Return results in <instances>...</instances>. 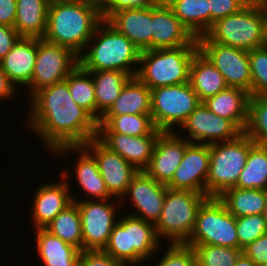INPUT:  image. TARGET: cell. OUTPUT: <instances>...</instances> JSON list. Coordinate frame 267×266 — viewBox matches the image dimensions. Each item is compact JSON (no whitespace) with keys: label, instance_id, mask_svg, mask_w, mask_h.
<instances>
[{"label":"cell","instance_id":"2","mask_svg":"<svg viewBox=\"0 0 267 266\" xmlns=\"http://www.w3.org/2000/svg\"><path fill=\"white\" fill-rule=\"evenodd\" d=\"M102 21L100 4L50 0L43 39L79 56Z\"/></svg>","mask_w":267,"mask_h":266},{"label":"cell","instance_id":"14","mask_svg":"<svg viewBox=\"0 0 267 266\" xmlns=\"http://www.w3.org/2000/svg\"><path fill=\"white\" fill-rule=\"evenodd\" d=\"M190 143L212 144L236 139L243 132L230 120L216 115L201 102L179 128ZM185 135V136H183Z\"/></svg>","mask_w":267,"mask_h":266},{"label":"cell","instance_id":"11","mask_svg":"<svg viewBox=\"0 0 267 266\" xmlns=\"http://www.w3.org/2000/svg\"><path fill=\"white\" fill-rule=\"evenodd\" d=\"M79 57L70 48L37 38V57L31 82L25 88L27 98L53 84L65 81L78 66Z\"/></svg>","mask_w":267,"mask_h":266},{"label":"cell","instance_id":"51","mask_svg":"<svg viewBox=\"0 0 267 266\" xmlns=\"http://www.w3.org/2000/svg\"><path fill=\"white\" fill-rule=\"evenodd\" d=\"M59 1H72V2H84L89 4H100L99 0H59Z\"/></svg>","mask_w":267,"mask_h":266},{"label":"cell","instance_id":"25","mask_svg":"<svg viewBox=\"0 0 267 266\" xmlns=\"http://www.w3.org/2000/svg\"><path fill=\"white\" fill-rule=\"evenodd\" d=\"M250 94L238 87H227L203 103L218 116L230 119L242 132L248 122Z\"/></svg>","mask_w":267,"mask_h":266},{"label":"cell","instance_id":"46","mask_svg":"<svg viewBox=\"0 0 267 266\" xmlns=\"http://www.w3.org/2000/svg\"><path fill=\"white\" fill-rule=\"evenodd\" d=\"M19 38L20 36L14 27L0 25V60L10 52Z\"/></svg>","mask_w":267,"mask_h":266},{"label":"cell","instance_id":"15","mask_svg":"<svg viewBox=\"0 0 267 266\" xmlns=\"http://www.w3.org/2000/svg\"><path fill=\"white\" fill-rule=\"evenodd\" d=\"M167 188L144 171H138L128 185L126 194L121 198L120 205H127L129 202L128 206L132 204L131 208L134 210L129 211L128 215L155 224L160 217Z\"/></svg>","mask_w":267,"mask_h":266},{"label":"cell","instance_id":"28","mask_svg":"<svg viewBox=\"0 0 267 266\" xmlns=\"http://www.w3.org/2000/svg\"><path fill=\"white\" fill-rule=\"evenodd\" d=\"M189 83L201 102L228 87L223 75L200 51L191 61Z\"/></svg>","mask_w":267,"mask_h":266},{"label":"cell","instance_id":"1","mask_svg":"<svg viewBox=\"0 0 267 266\" xmlns=\"http://www.w3.org/2000/svg\"><path fill=\"white\" fill-rule=\"evenodd\" d=\"M28 101L31 112L24 124L50 154L59 147L84 145L97 137L98 121L74 102L66 81L36 92Z\"/></svg>","mask_w":267,"mask_h":266},{"label":"cell","instance_id":"19","mask_svg":"<svg viewBox=\"0 0 267 266\" xmlns=\"http://www.w3.org/2000/svg\"><path fill=\"white\" fill-rule=\"evenodd\" d=\"M72 152V153H71ZM69 154H78V159L74 163V176L77 179L76 183L78 184L79 189L85 193L86 198H77L71 193L73 201L81 200H104V199H113L107 190L105 181L102 179L101 174L99 173L97 162L94 156L83 146H62L56 149L52 155L57 158L66 157ZM76 197V198H75ZM79 199V200H78Z\"/></svg>","mask_w":267,"mask_h":266},{"label":"cell","instance_id":"20","mask_svg":"<svg viewBox=\"0 0 267 266\" xmlns=\"http://www.w3.org/2000/svg\"><path fill=\"white\" fill-rule=\"evenodd\" d=\"M189 144L177 131H162L155 142L151 160L143 171L157 182L167 185Z\"/></svg>","mask_w":267,"mask_h":266},{"label":"cell","instance_id":"29","mask_svg":"<svg viewBox=\"0 0 267 266\" xmlns=\"http://www.w3.org/2000/svg\"><path fill=\"white\" fill-rule=\"evenodd\" d=\"M151 114V89L136 76L124 85L116 101L103 115Z\"/></svg>","mask_w":267,"mask_h":266},{"label":"cell","instance_id":"8","mask_svg":"<svg viewBox=\"0 0 267 266\" xmlns=\"http://www.w3.org/2000/svg\"><path fill=\"white\" fill-rule=\"evenodd\" d=\"M255 143L243 132L236 139L210 144V165L206 180V195L219 197L236 187L250 148Z\"/></svg>","mask_w":267,"mask_h":266},{"label":"cell","instance_id":"7","mask_svg":"<svg viewBox=\"0 0 267 266\" xmlns=\"http://www.w3.org/2000/svg\"><path fill=\"white\" fill-rule=\"evenodd\" d=\"M264 0L243 7L239 12L216 20L205 36L224 46L250 51L262 46Z\"/></svg>","mask_w":267,"mask_h":266},{"label":"cell","instance_id":"4","mask_svg":"<svg viewBox=\"0 0 267 266\" xmlns=\"http://www.w3.org/2000/svg\"><path fill=\"white\" fill-rule=\"evenodd\" d=\"M121 216L113 227L104 252L124 266H141L165 249L153 223L128 215L126 211Z\"/></svg>","mask_w":267,"mask_h":266},{"label":"cell","instance_id":"13","mask_svg":"<svg viewBox=\"0 0 267 266\" xmlns=\"http://www.w3.org/2000/svg\"><path fill=\"white\" fill-rule=\"evenodd\" d=\"M199 51L219 70L228 87H238L251 96L249 52L211 42L205 35L197 38Z\"/></svg>","mask_w":267,"mask_h":266},{"label":"cell","instance_id":"24","mask_svg":"<svg viewBox=\"0 0 267 266\" xmlns=\"http://www.w3.org/2000/svg\"><path fill=\"white\" fill-rule=\"evenodd\" d=\"M37 57V38L20 37L10 52L0 60L3 72L16 87H27L33 76Z\"/></svg>","mask_w":267,"mask_h":266},{"label":"cell","instance_id":"34","mask_svg":"<svg viewBox=\"0 0 267 266\" xmlns=\"http://www.w3.org/2000/svg\"><path fill=\"white\" fill-rule=\"evenodd\" d=\"M44 229L83 251L81 218L78 206L74 201L57 214Z\"/></svg>","mask_w":267,"mask_h":266},{"label":"cell","instance_id":"31","mask_svg":"<svg viewBox=\"0 0 267 266\" xmlns=\"http://www.w3.org/2000/svg\"><path fill=\"white\" fill-rule=\"evenodd\" d=\"M166 3L196 39L210 29L209 0H166Z\"/></svg>","mask_w":267,"mask_h":266},{"label":"cell","instance_id":"30","mask_svg":"<svg viewBox=\"0 0 267 266\" xmlns=\"http://www.w3.org/2000/svg\"><path fill=\"white\" fill-rule=\"evenodd\" d=\"M94 82L97 103V121L110 108L121 94L131 76L121 70H86Z\"/></svg>","mask_w":267,"mask_h":266},{"label":"cell","instance_id":"26","mask_svg":"<svg viewBox=\"0 0 267 266\" xmlns=\"http://www.w3.org/2000/svg\"><path fill=\"white\" fill-rule=\"evenodd\" d=\"M35 249L43 266H79L81 250L50 234L44 228L36 230Z\"/></svg>","mask_w":267,"mask_h":266},{"label":"cell","instance_id":"40","mask_svg":"<svg viewBox=\"0 0 267 266\" xmlns=\"http://www.w3.org/2000/svg\"><path fill=\"white\" fill-rule=\"evenodd\" d=\"M236 230L241 250L267 233L266 222L262 214L236 218Z\"/></svg>","mask_w":267,"mask_h":266},{"label":"cell","instance_id":"12","mask_svg":"<svg viewBox=\"0 0 267 266\" xmlns=\"http://www.w3.org/2000/svg\"><path fill=\"white\" fill-rule=\"evenodd\" d=\"M74 202L78 206L81 218L83 250H103L118 221L117 215H121L118 212L121 208L120 200L114 198Z\"/></svg>","mask_w":267,"mask_h":266},{"label":"cell","instance_id":"48","mask_svg":"<svg viewBox=\"0 0 267 266\" xmlns=\"http://www.w3.org/2000/svg\"><path fill=\"white\" fill-rule=\"evenodd\" d=\"M18 90L10 82L8 76L3 72L0 66V101H10L12 98H16Z\"/></svg>","mask_w":267,"mask_h":266},{"label":"cell","instance_id":"37","mask_svg":"<svg viewBox=\"0 0 267 266\" xmlns=\"http://www.w3.org/2000/svg\"><path fill=\"white\" fill-rule=\"evenodd\" d=\"M244 132L255 144L267 147V95L250 96Z\"/></svg>","mask_w":267,"mask_h":266},{"label":"cell","instance_id":"52","mask_svg":"<svg viewBox=\"0 0 267 266\" xmlns=\"http://www.w3.org/2000/svg\"><path fill=\"white\" fill-rule=\"evenodd\" d=\"M244 6H249L257 3L259 0H239Z\"/></svg>","mask_w":267,"mask_h":266},{"label":"cell","instance_id":"44","mask_svg":"<svg viewBox=\"0 0 267 266\" xmlns=\"http://www.w3.org/2000/svg\"><path fill=\"white\" fill-rule=\"evenodd\" d=\"M79 266H124L103 250H83Z\"/></svg>","mask_w":267,"mask_h":266},{"label":"cell","instance_id":"41","mask_svg":"<svg viewBox=\"0 0 267 266\" xmlns=\"http://www.w3.org/2000/svg\"><path fill=\"white\" fill-rule=\"evenodd\" d=\"M165 246L167 248L163 251L164 254L158 257L159 261H155L154 266H197L193 247L185 244H166Z\"/></svg>","mask_w":267,"mask_h":266},{"label":"cell","instance_id":"35","mask_svg":"<svg viewBox=\"0 0 267 266\" xmlns=\"http://www.w3.org/2000/svg\"><path fill=\"white\" fill-rule=\"evenodd\" d=\"M236 187L267 190V147L254 144L250 148Z\"/></svg>","mask_w":267,"mask_h":266},{"label":"cell","instance_id":"10","mask_svg":"<svg viewBox=\"0 0 267 266\" xmlns=\"http://www.w3.org/2000/svg\"><path fill=\"white\" fill-rule=\"evenodd\" d=\"M185 244H207L239 249L236 218L218 197H208L199 207L194 230Z\"/></svg>","mask_w":267,"mask_h":266},{"label":"cell","instance_id":"27","mask_svg":"<svg viewBox=\"0 0 267 266\" xmlns=\"http://www.w3.org/2000/svg\"><path fill=\"white\" fill-rule=\"evenodd\" d=\"M50 0H16L14 28L20 37L43 39Z\"/></svg>","mask_w":267,"mask_h":266},{"label":"cell","instance_id":"16","mask_svg":"<svg viewBox=\"0 0 267 266\" xmlns=\"http://www.w3.org/2000/svg\"><path fill=\"white\" fill-rule=\"evenodd\" d=\"M83 146L94 156L109 194L121 200L138 170L118 153L106 147L97 137Z\"/></svg>","mask_w":267,"mask_h":266},{"label":"cell","instance_id":"33","mask_svg":"<svg viewBox=\"0 0 267 266\" xmlns=\"http://www.w3.org/2000/svg\"><path fill=\"white\" fill-rule=\"evenodd\" d=\"M155 129L151 114L102 115L98 121V133L141 136Z\"/></svg>","mask_w":267,"mask_h":266},{"label":"cell","instance_id":"3","mask_svg":"<svg viewBox=\"0 0 267 266\" xmlns=\"http://www.w3.org/2000/svg\"><path fill=\"white\" fill-rule=\"evenodd\" d=\"M140 55L139 48L103 20L78 57L84 70H121L135 77Z\"/></svg>","mask_w":267,"mask_h":266},{"label":"cell","instance_id":"49","mask_svg":"<svg viewBox=\"0 0 267 266\" xmlns=\"http://www.w3.org/2000/svg\"><path fill=\"white\" fill-rule=\"evenodd\" d=\"M234 266H257V265L242 252L240 256L237 258Z\"/></svg>","mask_w":267,"mask_h":266},{"label":"cell","instance_id":"22","mask_svg":"<svg viewBox=\"0 0 267 266\" xmlns=\"http://www.w3.org/2000/svg\"><path fill=\"white\" fill-rule=\"evenodd\" d=\"M161 132L156 128L151 134L141 136L97 133V138L110 150L122 156L138 171H143L151 160L155 142Z\"/></svg>","mask_w":267,"mask_h":266},{"label":"cell","instance_id":"45","mask_svg":"<svg viewBox=\"0 0 267 266\" xmlns=\"http://www.w3.org/2000/svg\"><path fill=\"white\" fill-rule=\"evenodd\" d=\"M242 252L249 257L257 266L267 262V233L251 242Z\"/></svg>","mask_w":267,"mask_h":266},{"label":"cell","instance_id":"39","mask_svg":"<svg viewBox=\"0 0 267 266\" xmlns=\"http://www.w3.org/2000/svg\"><path fill=\"white\" fill-rule=\"evenodd\" d=\"M251 96L267 95V48L249 51Z\"/></svg>","mask_w":267,"mask_h":266},{"label":"cell","instance_id":"21","mask_svg":"<svg viewBox=\"0 0 267 266\" xmlns=\"http://www.w3.org/2000/svg\"><path fill=\"white\" fill-rule=\"evenodd\" d=\"M152 50L198 45L166 1L152 6Z\"/></svg>","mask_w":267,"mask_h":266},{"label":"cell","instance_id":"38","mask_svg":"<svg viewBox=\"0 0 267 266\" xmlns=\"http://www.w3.org/2000/svg\"><path fill=\"white\" fill-rule=\"evenodd\" d=\"M193 247L197 266H234L241 249L207 244H185Z\"/></svg>","mask_w":267,"mask_h":266},{"label":"cell","instance_id":"53","mask_svg":"<svg viewBox=\"0 0 267 266\" xmlns=\"http://www.w3.org/2000/svg\"><path fill=\"white\" fill-rule=\"evenodd\" d=\"M262 215H263V217L265 219L266 227H267V197H266V204H265L264 211H263Z\"/></svg>","mask_w":267,"mask_h":266},{"label":"cell","instance_id":"9","mask_svg":"<svg viewBox=\"0 0 267 266\" xmlns=\"http://www.w3.org/2000/svg\"><path fill=\"white\" fill-rule=\"evenodd\" d=\"M200 103L189 82L151 89L153 123L161 131L176 132Z\"/></svg>","mask_w":267,"mask_h":266},{"label":"cell","instance_id":"50","mask_svg":"<svg viewBox=\"0 0 267 266\" xmlns=\"http://www.w3.org/2000/svg\"><path fill=\"white\" fill-rule=\"evenodd\" d=\"M262 46L267 48V0H264V32Z\"/></svg>","mask_w":267,"mask_h":266},{"label":"cell","instance_id":"47","mask_svg":"<svg viewBox=\"0 0 267 266\" xmlns=\"http://www.w3.org/2000/svg\"><path fill=\"white\" fill-rule=\"evenodd\" d=\"M16 0H0V25L14 27Z\"/></svg>","mask_w":267,"mask_h":266},{"label":"cell","instance_id":"32","mask_svg":"<svg viewBox=\"0 0 267 266\" xmlns=\"http://www.w3.org/2000/svg\"><path fill=\"white\" fill-rule=\"evenodd\" d=\"M267 190L242 189L232 187L224 191L218 199L235 217L263 214Z\"/></svg>","mask_w":267,"mask_h":266},{"label":"cell","instance_id":"18","mask_svg":"<svg viewBox=\"0 0 267 266\" xmlns=\"http://www.w3.org/2000/svg\"><path fill=\"white\" fill-rule=\"evenodd\" d=\"M209 165L210 144L190 143L173 178L166 186L170 189L206 194Z\"/></svg>","mask_w":267,"mask_h":266},{"label":"cell","instance_id":"43","mask_svg":"<svg viewBox=\"0 0 267 266\" xmlns=\"http://www.w3.org/2000/svg\"><path fill=\"white\" fill-rule=\"evenodd\" d=\"M243 7L239 0H209L210 28L216 20L235 14Z\"/></svg>","mask_w":267,"mask_h":266},{"label":"cell","instance_id":"23","mask_svg":"<svg viewBox=\"0 0 267 266\" xmlns=\"http://www.w3.org/2000/svg\"><path fill=\"white\" fill-rule=\"evenodd\" d=\"M106 21L141 51L152 50V6L122 9Z\"/></svg>","mask_w":267,"mask_h":266},{"label":"cell","instance_id":"6","mask_svg":"<svg viewBox=\"0 0 267 266\" xmlns=\"http://www.w3.org/2000/svg\"><path fill=\"white\" fill-rule=\"evenodd\" d=\"M206 194L167 188L163 208L154 224L158 239L170 244H185L195 227L199 207Z\"/></svg>","mask_w":267,"mask_h":266},{"label":"cell","instance_id":"42","mask_svg":"<svg viewBox=\"0 0 267 266\" xmlns=\"http://www.w3.org/2000/svg\"><path fill=\"white\" fill-rule=\"evenodd\" d=\"M103 20H107L114 12L122 9L143 8L156 5L160 0H99Z\"/></svg>","mask_w":267,"mask_h":266},{"label":"cell","instance_id":"17","mask_svg":"<svg viewBox=\"0 0 267 266\" xmlns=\"http://www.w3.org/2000/svg\"><path fill=\"white\" fill-rule=\"evenodd\" d=\"M69 174H72L71 170L64 168L61 174L59 173L60 181L46 182L37 187L30 202L31 220L35 229L46 227L57 214L73 202Z\"/></svg>","mask_w":267,"mask_h":266},{"label":"cell","instance_id":"36","mask_svg":"<svg viewBox=\"0 0 267 266\" xmlns=\"http://www.w3.org/2000/svg\"><path fill=\"white\" fill-rule=\"evenodd\" d=\"M70 95L77 105L87 110L97 120V103L93 77L79 64L65 79Z\"/></svg>","mask_w":267,"mask_h":266},{"label":"cell","instance_id":"5","mask_svg":"<svg viewBox=\"0 0 267 266\" xmlns=\"http://www.w3.org/2000/svg\"><path fill=\"white\" fill-rule=\"evenodd\" d=\"M198 45L141 51L136 77L150 89L189 82Z\"/></svg>","mask_w":267,"mask_h":266}]
</instances>
